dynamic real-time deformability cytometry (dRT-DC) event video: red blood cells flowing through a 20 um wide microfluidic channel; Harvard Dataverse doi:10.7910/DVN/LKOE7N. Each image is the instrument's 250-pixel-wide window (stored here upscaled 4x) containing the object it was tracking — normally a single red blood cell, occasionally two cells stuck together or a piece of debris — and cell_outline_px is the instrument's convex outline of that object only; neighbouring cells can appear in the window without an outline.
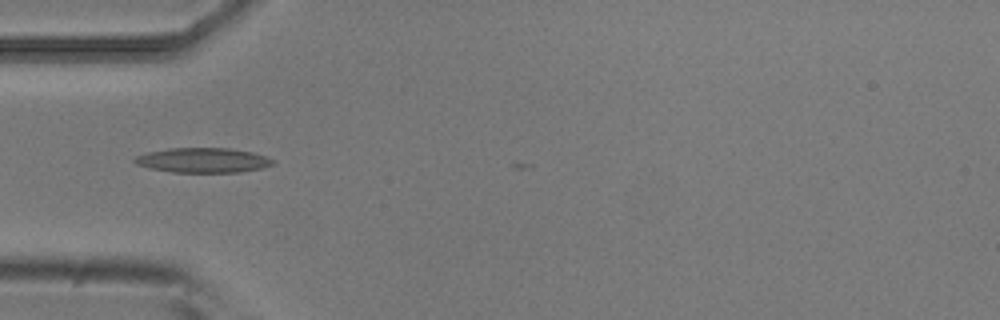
{"species": "common noctule bat (a hibernating species)", "species_latin": "Nyctalus noctula", "temperature_condition": "room temperature", "stored_images_in_passage": 4, "camera_frame_rate_fps": 3000, "um_per_image_px": 0.085, "animal": {"sex": "male", "body_mass_g": 20.5, "forearm_length_mm": 52.5}, "frame": {"image": 1, "passage_image": 2, "time_ms": 0.333, "image_size_px": [1000, 320], "cell_outline_px": [[272, 164], [260, 168], [240, 172], [172, 172], [152, 168], [136, 164], [132, 160], [136, 156], [148, 152], [168, 148], [228, 148], [252, 152], [264, 156], [272, 160]], "centroid_in_image_um": [17.2, 13.61], "position_along_channel_um": 67.8, "area_um2": 19.65}}
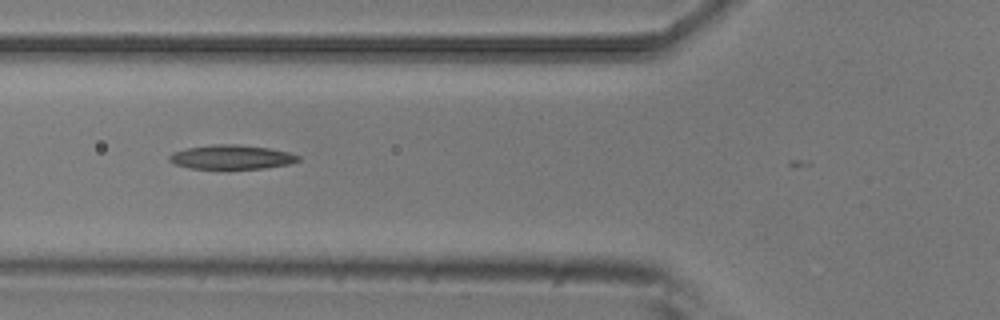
{"frame": {"image": 2, "passage_image": 3, "time_ms": 0.667, "image_size_px": [1000, 320], "cell_outline_px": [[300, 160], [288, 164], [264, 168], [192, 168], [176, 164], [168, 160], [168, 156], [172, 152], [188, 148], [212, 144], [236, 144], [268, 148], [288, 152], [300, 156]], "centroid_in_image_um": [19.67, 13.34], "position_along_channel_um": 106.1, "area_um2": 17.92}}